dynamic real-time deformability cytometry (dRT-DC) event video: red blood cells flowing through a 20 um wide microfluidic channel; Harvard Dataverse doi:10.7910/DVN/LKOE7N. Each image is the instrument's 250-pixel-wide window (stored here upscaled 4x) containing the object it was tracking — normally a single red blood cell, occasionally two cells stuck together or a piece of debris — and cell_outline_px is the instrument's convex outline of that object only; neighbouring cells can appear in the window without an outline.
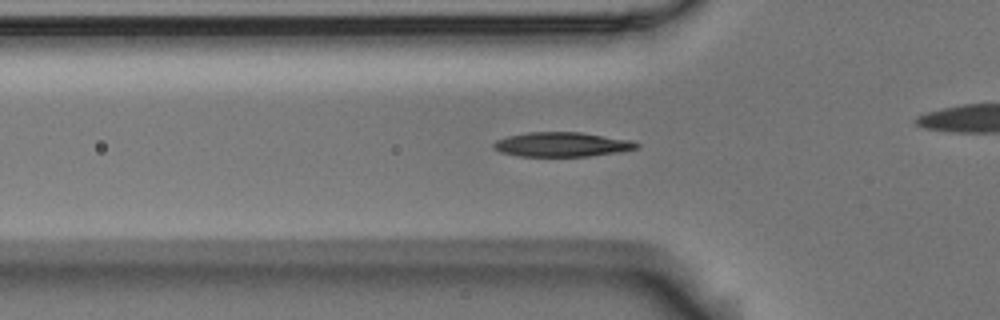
{"species": "Egyptian fruit bat (a non-hibernating species)", "species_latin": "Rousettus aegyptiacus", "temperature_condition": "room temperature", "stored_images_in_passage": 41, "camera_frame_rate_fps": 3000, "um_per_image_px": 0.085, "animal": {"sex": "male"}, "frame": {"image": 1, "passage_image": 17, "time_ms": 5.333, "image_size_px": [1000, 320], "cell_outline_px": [[640, 148], [620, 152], [588, 156], [516, 156], [500, 152], [492, 148], [492, 144], [496, 140], [508, 136], [528, 132], [580, 132], [632, 140], [640, 144]], "centroid_in_image_um": [47.77, 12.28], "position_along_channel_um": 78.0, "area_um2": 20.58}}
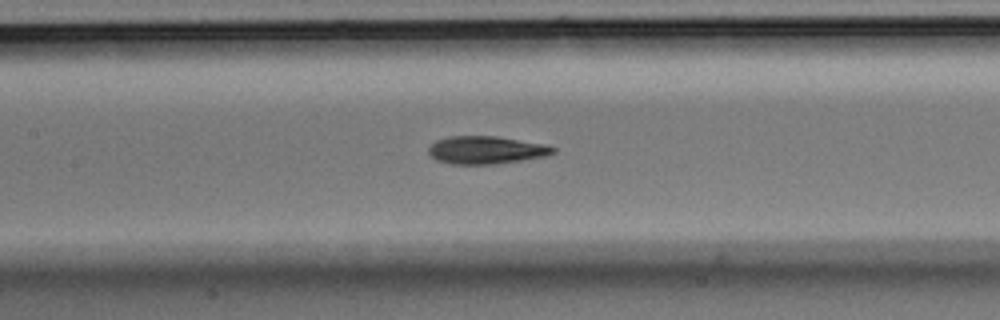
{"frame": {"image": 2, "passage_image": 24, "time_ms": 7.667, "image_size_px": [1000, 320], "cell_outline_px": [[556, 152], [544, 156], [496, 164], [452, 164], [436, 160], [428, 152], [428, 148], [436, 140], [448, 136], [496, 136], [544, 144], [556, 148]], "centroid_in_image_um": [41.29, 12.75], "position_along_channel_um": 166.1, "area_um2": 20.06}}
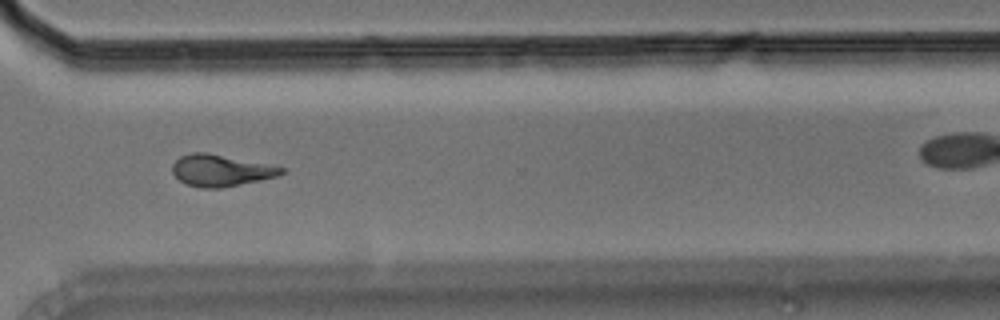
{"frame": {"image": 3, "passage_image": 39, "time_ms": 12.667, "image_size_px": [1000, 320], "cell_outline_px": [[284, 172], [276, 176], [260, 180], [220, 188], [200, 188], [188, 184], [180, 180], [172, 172], [172, 164], [180, 156], [192, 152], [208, 152], [284, 168]], "centroid_in_image_um": [18.71, 14.48], "position_along_channel_um": 351.9, "area_um2": 19.77}, "authors_computed_cell_mechanics": {"area_um2": 19.5364, "velocity_mm_per_s": 3.7226, "shape_relaxation_time_tau1_ms": 5.0332, "shape_relaxation_time_tau2_ms": 3.4148, "deformation_change_tau1": 0.1695, "deformation_change_tau2": 0.0997}}